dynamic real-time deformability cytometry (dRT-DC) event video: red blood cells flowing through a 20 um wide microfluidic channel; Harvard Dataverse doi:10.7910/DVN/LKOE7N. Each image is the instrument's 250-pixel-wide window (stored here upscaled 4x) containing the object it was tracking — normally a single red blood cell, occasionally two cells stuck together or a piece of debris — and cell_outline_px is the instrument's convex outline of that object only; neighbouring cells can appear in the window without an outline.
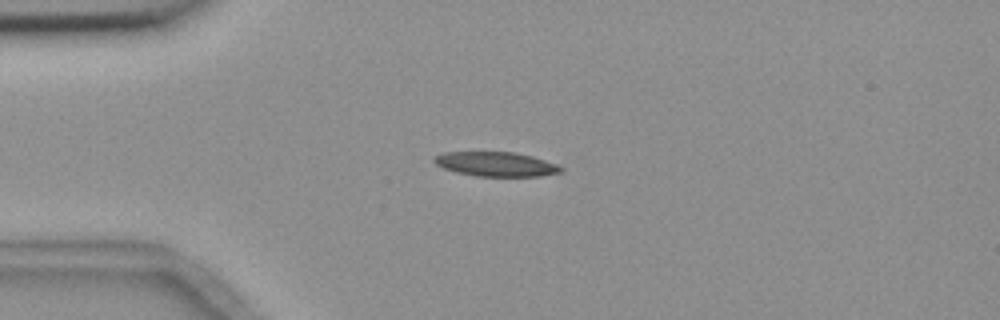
{"species": "common noctule bat (a hibernating species)", "species_latin": "Nyctalus noctula", "temperature_condition": "room temperature", "stored_images_in_passage": 7, "camera_frame_rate_fps": 3000, "um_per_image_px": 0.085, "animal": {"sex": "female", "body_mass_g": 18.4}, "frame": {"image": 1, "passage_image": 3, "time_ms": 3.333, "image_size_px": [1000, 320], "cell_outline_px": [[564, 172], [540, 176], [476, 176], [456, 172], [444, 168], [436, 164], [432, 160], [436, 156], [444, 152], [516, 152], [532, 156], [556, 164], [564, 168]], "centroid_in_image_um": [42.19, 13.95], "position_along_channel_um": 42.8, "area_um2": 18.03}}
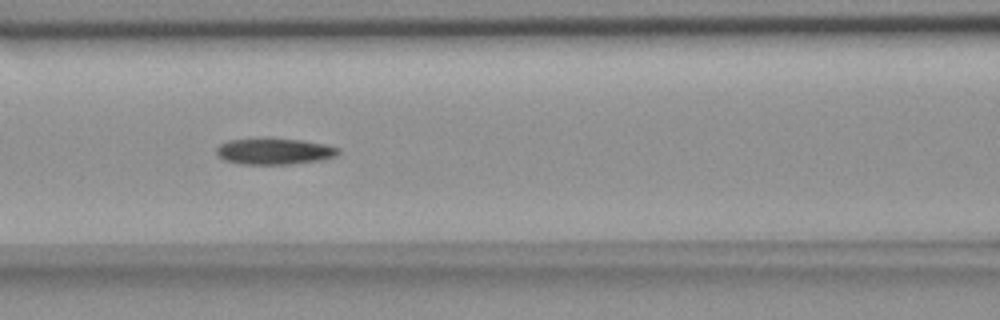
{"frame": {"image": 2, "passage_image": 6, "time_ms": 6.667, "image_size_px": [1000, 320], "cell_outline_px": [[340, 152], [336, 156], [320, 160], [292, 164], [240, 164], [224, 160], [216, 156], [216, 148], [220, 144], [228, 140], [264, 136], [304, 140], [324, 144], [340, 148]], "centroid_in_image_um": [23.27, 12.83], "position_along_channel_um": 143.3, "area_um2": 19.36}}
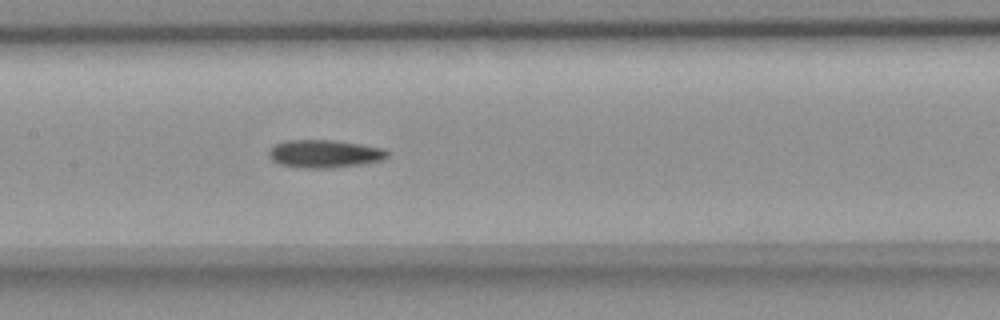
{"frame": {"image": 3, "passage_image": 7, "time_ms": 7.667, "image_size_px": [1000, 320], "cell_outline_px": [[388, 156], [380, 160], [368, 164], [332, 168], [304, 168], [280, 164], [272, 160], [268, 156], [268, 152], [276, 144], [284, 140], [332, 140], [360, 144], [384, 148], [388, 152]], "centroid_in_image_um": [27.6, 13.08], "position_along_channel_um": 179.8, "area_um2": 19.36}}